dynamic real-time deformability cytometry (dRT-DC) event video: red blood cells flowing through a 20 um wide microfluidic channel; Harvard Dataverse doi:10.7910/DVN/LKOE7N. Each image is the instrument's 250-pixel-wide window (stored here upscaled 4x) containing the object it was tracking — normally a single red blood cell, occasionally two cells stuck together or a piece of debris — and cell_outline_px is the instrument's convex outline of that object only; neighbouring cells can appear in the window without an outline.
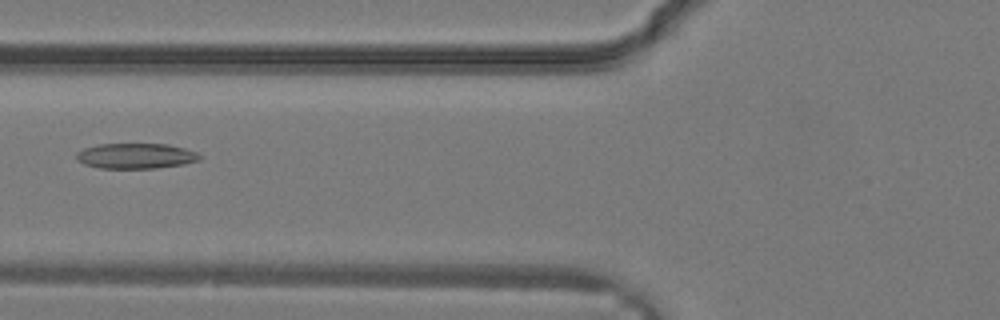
{"species": "common noctule bat (a hibernating species)", "species_latin": "Nyctalus noctula", "temperature_condition": "warm", "stored_images_in_passage": 27, "camera_frame_rate_fps": 3000, "um_per_image_px": 0.085, "animal": {"sex": "male", "body_mass_g": 19.2, "forearm_length_mm": 51.8}, "frame": {"image": 1, "passage_image": 7, "time_ms": 2.0, "image_size_px": [1000, 320], "cell_outline_px": [[200, 160], [184, 164], [156, 168], [100, 168], [84, 164], [76, 160], [76, 152], [84, 148], [100, 144], [168, 144], [184, 148], [196, 152], [200, 156]], "centroid_in_image_um": [11.52, 13.25], "position_along_channel_um": 114.3, "area_um2": 18.21}}
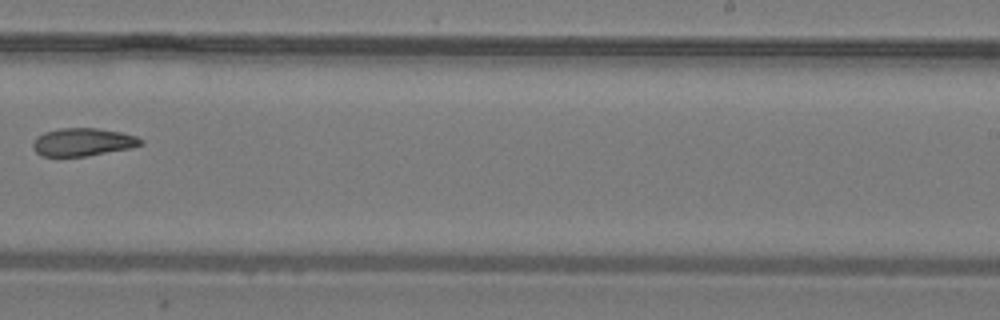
{"frame": {"image": 2, "passage_image": 15, "time_ms": 4.667, "image_size_px": [1000, 320], "cell_outline_px": [[144, 144], [132, 148], [84, 156], [40, 156], [32, 148], [32, 144], [36, 136], [44, 132], [60, 128], [96, 128], [120, 132], [136, 136], [144, 140]], "centroid_in_image_um": [7.03, 12.07], "position_along_channel_um": 282.0, "area_um2": 17.63}}
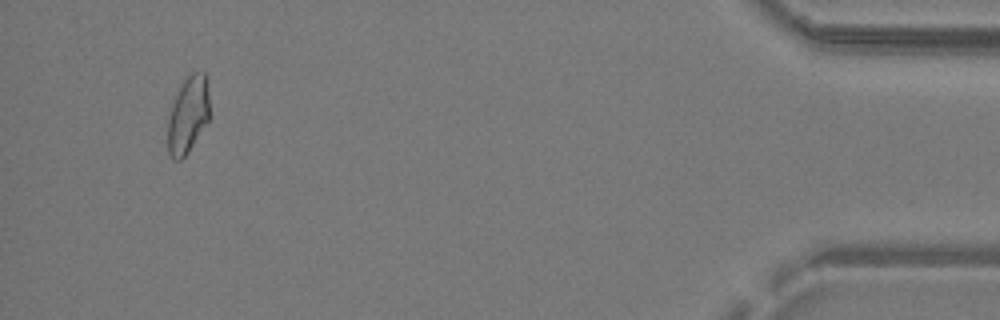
{"frame": {"image": 3, "passage_image": 25, "time_ms": 8.0, "image_size_px": [1000, 320], "cell_outline_px": [[208, 120], [188, 152], [180, 160], [172, 160], [168, 152], [168, 120], [180, 84], [192, 72], [204, 72], [208, 92]], "centroid_in_image_um": [15.96, 9.78], "position_along_channel_um": 419.2, "area_um2": 18.21}}